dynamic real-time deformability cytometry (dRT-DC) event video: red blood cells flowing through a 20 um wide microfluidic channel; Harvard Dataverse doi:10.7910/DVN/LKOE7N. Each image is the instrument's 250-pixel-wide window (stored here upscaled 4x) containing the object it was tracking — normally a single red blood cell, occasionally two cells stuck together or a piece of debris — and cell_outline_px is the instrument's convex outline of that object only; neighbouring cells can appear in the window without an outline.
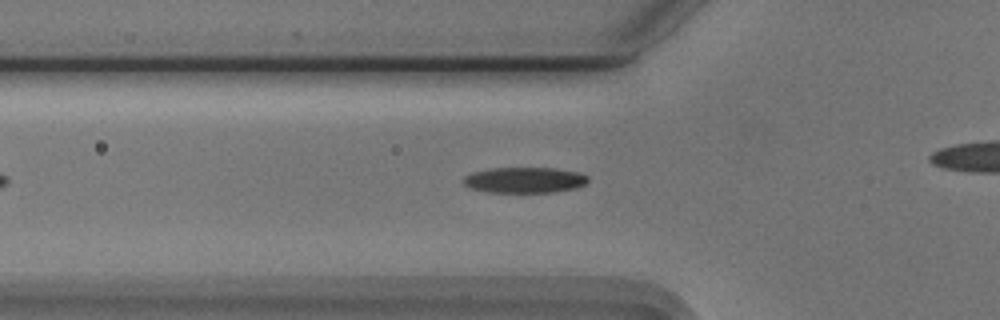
{"species": "Egyptian fruit bat (a non-hibernating species)", "species_latin": "Rousettus aegyptiacus", "temperature_condition": "cold", "stored_images_in_passage": 40, "camera_frame_rate_fps": 3000, "um_per_image_px": 0.085, "animal": {"sex": "male"}, "frame": {"image": 1, "passage_image": 12, "time_ms": 3.667, "image_size_px": [1000, 320], "cell_outline_px": [[588, 180], [584, 184], [576, 188], [556, 192], [488, 192], [468, 188], [464, 184], [464, 176], [472, 172], [492, 168], [552, 168], [580, 172], [588, 176]], "centroid_in_image_um": [44.58, 15.3], "position_along_channel_um": 81.2, "area_um2": 18.73}}
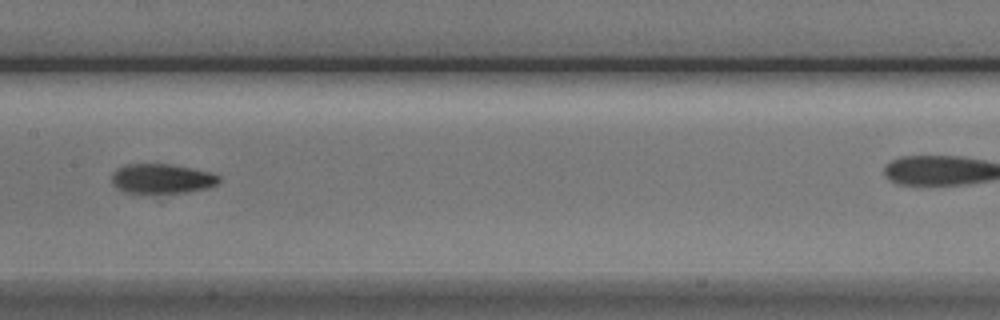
{"frame": {"image": 2, "passage_image": 21, "time_ms": 6.667, "image_size_px": [1000, 320], "cell_outline_px": [[220, 180], [216, 184], [208, 188], [188, 192], [148, 196], [124, 192], [116, 188], [112, 184], [112, 172], [116, 168], [128, 164], [168, 164], [192, 168], [212, 172], [220, 176]], "centroid_in_image_um": [13.72, 15.23], "position_along_channel_um": 193.7, "area_um2": 19.42}}
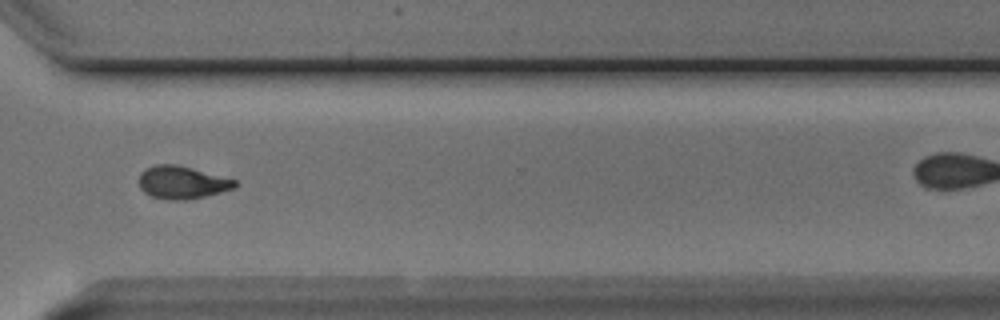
{"frame": {"image": 3, "passage_image": 34, "time_ms": 11.0, "image_size_px": [1000, 320], "cell_outline_px": [[236, 188], [188, 200], [168, 200], [152, 196], [144, 192], [140, 188], [140, 172], [156, 164], [176, 164], [192, 168], [236, 180]], "centroid_in_image_um": [15.47, 15.51], "position_along_channel_um": 355.1, "area_um2": 18.15}, "authors_computed_cell_mechanics": {"area_um2": 18.4382, "velocity_mm_per_s": 3.7269, "shape_relaxation_time_tau1_ms": 2.8117, "shape_relaxation_time_tau2_ms": 4.6849, "deformation_change_tau1": 0.1388, "deformation_change_tau2": 0.1151}}